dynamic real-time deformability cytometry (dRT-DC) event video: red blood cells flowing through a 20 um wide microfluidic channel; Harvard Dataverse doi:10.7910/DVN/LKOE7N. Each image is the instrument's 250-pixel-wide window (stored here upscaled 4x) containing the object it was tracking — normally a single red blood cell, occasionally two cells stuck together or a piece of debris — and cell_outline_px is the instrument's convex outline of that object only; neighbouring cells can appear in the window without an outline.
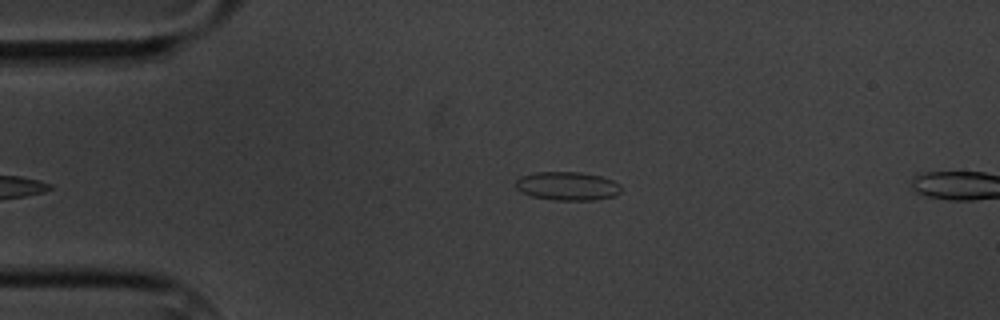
{"species": "common noctule bat (a hibernating species)", "species_latin": "Nyctalus noctula", "temperature_condition": "cold", "stored_images_in_passage": 6, "camera_frame_rate_fps": 3000, "um_per_image_px": 0.085, "animal": {"sex": "male", "body_mass_g": 20.1, "forearm_length_mm": 53.5}, "frame": {"image": 1, "passage_image": 6, "time_ms": 5.667, "image_size_px": [1000, 320], "cell_outline_px": [[620, 192], [616, 196], [596, 200], [556, 200], [532, 196], [516, 188], [516, 180], [520, 176], [536, 172], [580, 172], [600, 176], [612, 180], [620, 184]], "centroid_in_image_um": [48.25, 15.81], "position_along_channel_um": 36.7, "area_um2": 17.51}}